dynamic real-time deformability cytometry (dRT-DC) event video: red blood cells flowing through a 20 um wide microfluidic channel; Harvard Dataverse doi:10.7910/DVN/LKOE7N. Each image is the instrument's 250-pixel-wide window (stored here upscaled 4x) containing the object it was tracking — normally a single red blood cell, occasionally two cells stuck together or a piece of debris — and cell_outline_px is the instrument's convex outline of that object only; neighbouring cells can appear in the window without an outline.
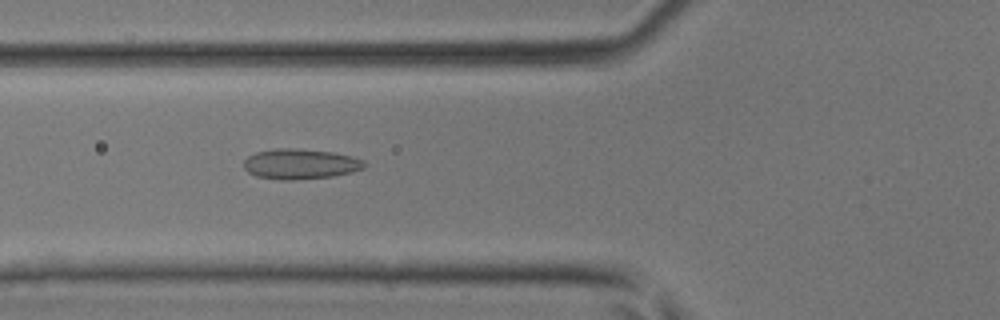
{"species": "common noctule bat (a hibernating species)", "species_latin": "Nyctalus noctula", "temperature_condition": "room temperature", "stored_images_in_passage": 44, "camera_frame_rate_fps": 3000, "um_per_image_px": 0.085, "animal": {"sex": "male", "body_mass_g": 17.9, "forearm_length_mm": 54.2}, "frame": {"image": 1, "passage_image": 17, "time_ms": 5.333, "image_size_px": [1000, 320], "cell_outline_px": [[368, 164], [364, 168], [352, 172], [332, 176], [292, 180], [280, 180], [256, 176], [248, 172], [244, 168], [244, 160], [248, 156], [256, 152], [276, 148], [296, 148], [332, 152], [352, 156], [364, 160]], "centroid_in_image_um": [25.54, 13.93], "position_along_channel_um": 100.3, "area_um2": 21.39}}
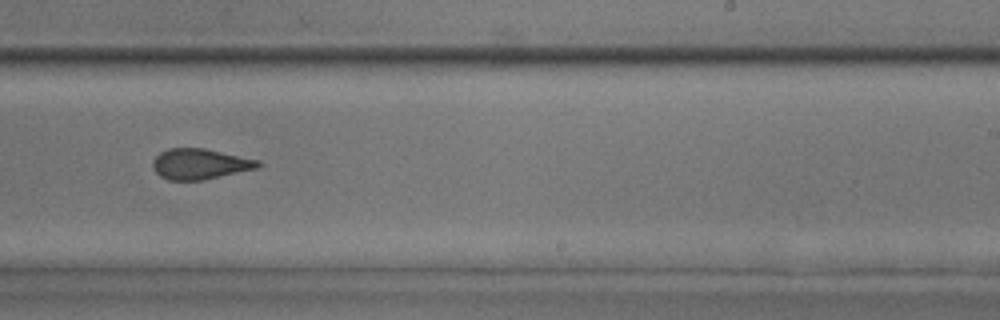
{"frame": {"image": 2, "passage_image": 28, "time_ms": 9.0, "image_size_px": [1000, 320], "cell_outline_px": [[264, 164], [256, 168], [204, 180], [168, 180], [160, 176], [152, 168], [152, 160], [160, 152], [168, 148], [204, 148], [260, 160]], "centroid_in_image_um": [16.98, 13.93], "position_along_channel_um": 272.0, "area_um2": 18.84}}
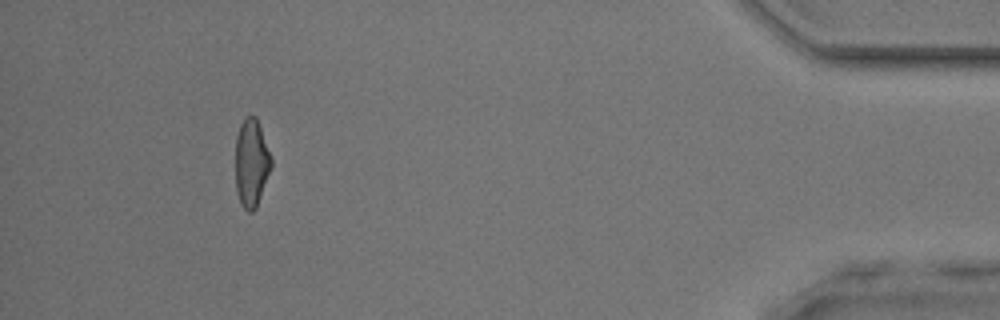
{"frame": {"image": 3, "passage_image": 41, "time_ms": 13.333, "image_size_px": [1000, 320], "cell_outline_px": [[272, 168], [256, 208], [252, 212], [248, 212], [240, 204], [236, 192], [236, 136], [240, 124], [248, 116], [256, 116], [272, 160]], "centroid_in_image_um": [21.37, 13.89], "position_along_channel_um": 413.8, "area_um2": 18.32}}